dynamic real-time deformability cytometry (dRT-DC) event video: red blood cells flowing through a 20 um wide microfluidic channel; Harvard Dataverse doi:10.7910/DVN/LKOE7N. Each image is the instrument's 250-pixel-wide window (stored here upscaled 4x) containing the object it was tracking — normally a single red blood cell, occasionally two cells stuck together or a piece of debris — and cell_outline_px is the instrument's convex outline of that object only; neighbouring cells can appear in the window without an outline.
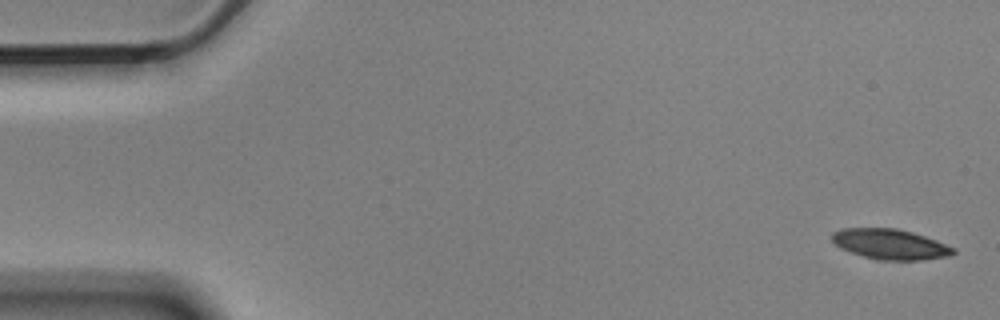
{"species": "Egyptian fruit bat (a non-hibernating species)", "species_latin": "Rousettus aegyptiacus", "temperature_condition": "cold", "stored_images_in_passage": 6, "segment_of_instrument_passage": [2, 2], "camera_frame_rate_fps": 3000, "um_per_image_px": 0.085, "animal": {"sex": "male"}, "frame": {"image": 1, "passage_image": 6, "time_ms": 1.667, "image_size_px": [1000, 320], "cell_outline_px": [[956, 252], [952, 256], [924, 260], [880, 260], [864, 256], [840, 248], [832, 240], [832, 232], [840, 228], [896, 228], [912, 232], [936, 240], [956, 248]], "centroid_in_image_um": [75.71, 20.76], "position_along_channel_um": 9.3, "area_um2": 21.5}}